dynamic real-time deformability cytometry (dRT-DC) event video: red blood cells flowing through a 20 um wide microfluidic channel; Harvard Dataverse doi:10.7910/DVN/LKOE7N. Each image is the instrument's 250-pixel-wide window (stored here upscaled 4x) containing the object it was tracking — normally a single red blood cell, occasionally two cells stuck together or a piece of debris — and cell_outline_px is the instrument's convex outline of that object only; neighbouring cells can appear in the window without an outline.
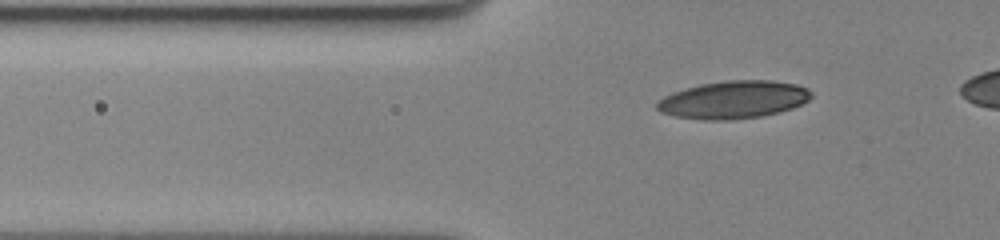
{"species": "human", "species_latin": "Homo sapiens", "temperature_condition": "cold", "stored_images_in_passage": 37, "camera_frame_rate_fps": 3000, "um_per_image_px": 0.085, "donor": {"sex": "female"}, "frame": {"image": 1, "passage_image": 3, "time_ms": 0.667, "image_size_px": [1000, 240], "cell_outline_px": [[812, 96], [808, 100], [792, 108], [760, 116], [728, 120], [704, 120], [676, 116], [660, 112], [656, 108], [656, 104], [664, 96], [672, 92], [684, 88], [700, 84], [724, 80], [772, 80], [796, 84], [808, 88], [812, 92]], "centroid_in_image_um": [62.33, 8.46], "position_along_channel_um": 63.5, "area_um2": 33.87}}
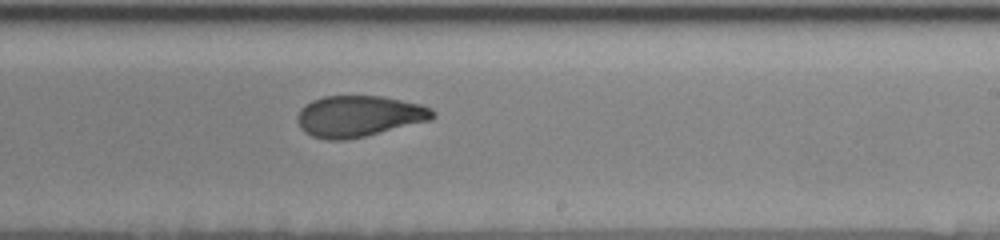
{"frame": {"image": 2, "passage_image": 21, "time_ms": 6.667, "image_size_px": [1000, 240], "cell_outline_px": [[436, 116], [432, 120], [364, 136], [344, 140], [328, 140], [312, 136], [304, 132], [300, 128], [296, 116], [300, 108], [304, 104], [312, 100], [324, 96], [380, 96], [420, 104], [432, 108], [436, 112]], "centroid_in_image_um": [30.49, 9.87], "position_along_channel_um": 258.5, "area_um2": 32.6}}
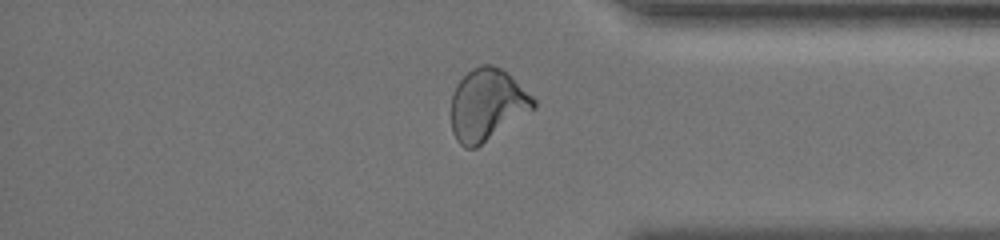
{"frame": {"image": 3, "passage_image": 33, "time_ms": 10.667, "image_size_px": [1000, 240], "cell_outline_px": [[536, 108], [476, 148], [464, 148], [456, 140], [452, 132], [452, 96], [456, 84], [472, 68], [480, 64], [492, 64], [504, 68], [536, 100]], "centroid_in_image_um": [41.42, 8.89], "position_along_channel_um": 393.8, "area_um2": 34.68}}